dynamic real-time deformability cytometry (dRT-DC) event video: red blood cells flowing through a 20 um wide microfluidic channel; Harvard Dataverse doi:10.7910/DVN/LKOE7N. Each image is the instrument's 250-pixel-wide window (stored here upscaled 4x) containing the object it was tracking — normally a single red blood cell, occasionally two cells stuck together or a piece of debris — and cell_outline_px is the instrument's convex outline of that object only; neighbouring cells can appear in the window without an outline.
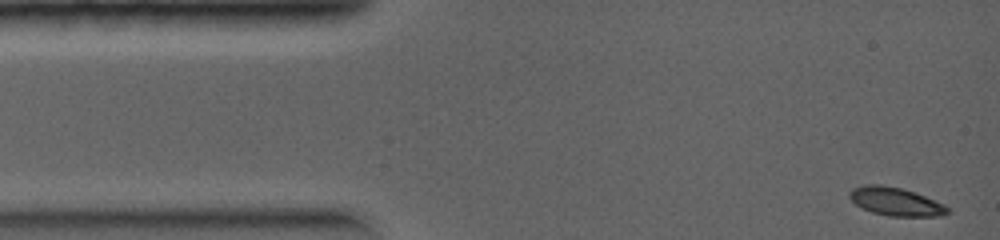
{"species": "common noctule bat (a hibernating species)", "species_latin": "Nyctalus noctula", "temperature_condition": "warm", "stored_images_in_passage": 8, "camera_frame_rate_fps": 5000, "um_per_image_px": 0.085, "animal": {"sex": "female", "body_mass_g": 19.0, "forearm_length_mm": 56.7}, "frame": {"image": 1, "passage_image": 1, "time_ms": 0.0, "image_size_px": [1000, 240], "cell_outline_px": [[948, 212], [936, 216], [888, 216], [872, 212], [860, 208], [848, 196], [848, 192], [852, 188], [864, 184], [880, 184], [900, 188], [924, 196], [944, 204], [948, 208]], "centroid_in_image_um": [76.05, 17.12], "position_along_channel_um": 8.9, "area_um2": 16.01}}